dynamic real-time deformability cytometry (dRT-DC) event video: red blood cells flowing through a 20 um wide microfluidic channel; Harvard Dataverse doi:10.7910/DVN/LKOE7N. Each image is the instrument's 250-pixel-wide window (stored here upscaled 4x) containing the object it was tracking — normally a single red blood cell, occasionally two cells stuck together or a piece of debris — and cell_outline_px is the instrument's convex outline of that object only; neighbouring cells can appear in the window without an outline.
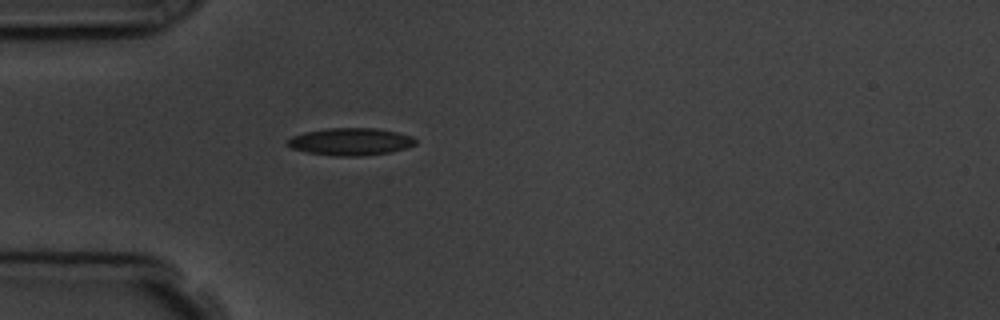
{"species": "common noctule bat (a hibernating species)", "species_latin": "Nyctalus noctula", "temperature_condition": "room temperature", "stored_images_in_passage": 1, "camera_frame_rate_fps": 3000, "um_per_image_px": 0.085, "animal": {"sex": "male", "body_mass_g": 19.5, "forearm_length_mm": 54.6}, "frame": {"image": 1, "passage_image": 1, "time_ms": 0.0, "image_size_px": [1000, 320], "cell_outline_px": [[416, 144], [408, 148], [392, 152], [360, 156], [336, 156], [308, 152], [292, 148], [288, 144], [288, 140], [292, 136], [304, 132], [328, 128], [376, 128], [396, 132], [412, 136], [416, 140]], "centroid_in_image_um": [29.84, 12.04], "position_along_channel_um": 55.2, "area_um2": 20.35}}